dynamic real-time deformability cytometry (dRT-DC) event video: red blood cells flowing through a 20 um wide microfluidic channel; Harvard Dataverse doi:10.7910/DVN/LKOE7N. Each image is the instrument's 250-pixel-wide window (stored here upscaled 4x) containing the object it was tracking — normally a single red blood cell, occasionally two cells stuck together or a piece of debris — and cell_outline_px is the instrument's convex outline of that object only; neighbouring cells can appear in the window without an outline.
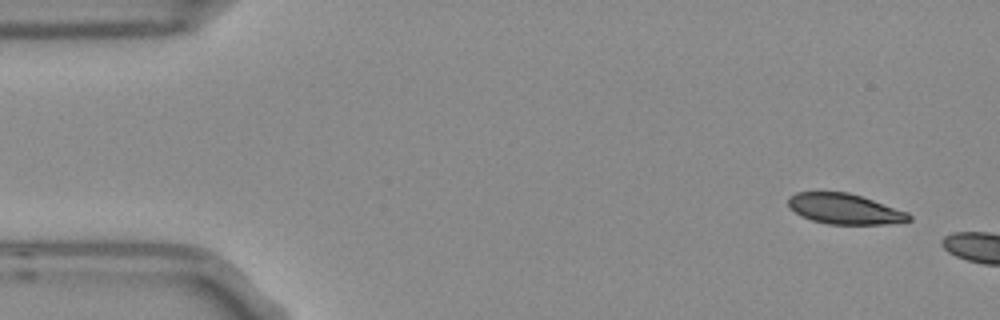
{"species": "Egyptian fruit bat (a non-hibernating species)", "species_latin": "Rousettus aegyptiacus", "temperature_condition": "room temperature", "stored_images_in_passage": 2, "camera_frame_rate_fps": 3000, "um_per_image_px": 0.085, "frame": {"image": 1, "passage_image": 1, "time_ms": 0.0, "image_size_px": [1000, 320], "cell_outline_px": [[912, 220], [888, 224], [828, 224], [812, 220], [800, 216], [788, 208], [788, 196], [796, 192], [848, 192], [908, 212], [912, 216]], "centroid_in_image_um": [71.75, 17.76], "position_along_channel_um": 13.2, "area_um2": 21.44}}